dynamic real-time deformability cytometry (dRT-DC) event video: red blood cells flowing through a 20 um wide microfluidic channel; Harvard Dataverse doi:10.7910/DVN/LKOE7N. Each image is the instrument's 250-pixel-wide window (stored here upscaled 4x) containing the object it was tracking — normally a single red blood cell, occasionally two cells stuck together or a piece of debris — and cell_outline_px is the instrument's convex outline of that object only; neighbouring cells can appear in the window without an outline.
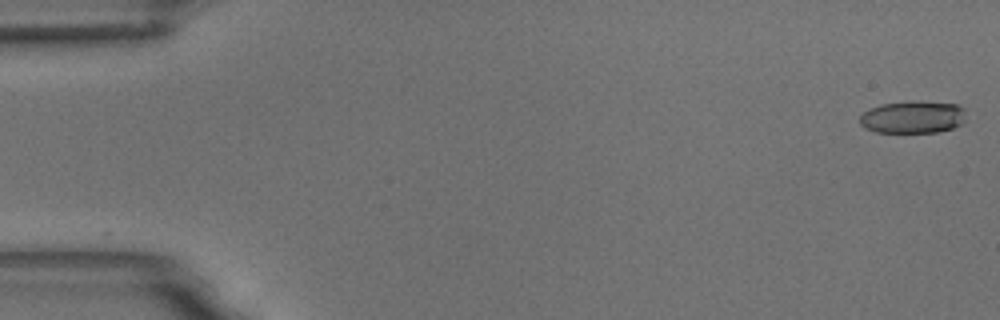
{"species": "common noctule bat (a hibernating species)", "species_latin": "Nyctalus noctula", "temperature_condition": "room temperature", "stored_images_in_passage": 59, "camera_frame_rate_fps": 3000, "um_per_image_px": 0.085, "animal": {"sex": "male", "body_mass_g": 18.8}, "frame": {"image": 1, "passage_image": 1, "time_ms": 0.0, "image_size_px": [1000, 320], "cell_outline_px": [[968, 120], [952, 128], [936, 132], [876, 132], [864, 128], [860, 124], [860, 116], [864, 112], [880, 104], [956, 104], [964, 108]], "centroid_in_image_um": [77.61, 10.01], "position_along_channel_um": 7.4, "area_um2": 19.19}}
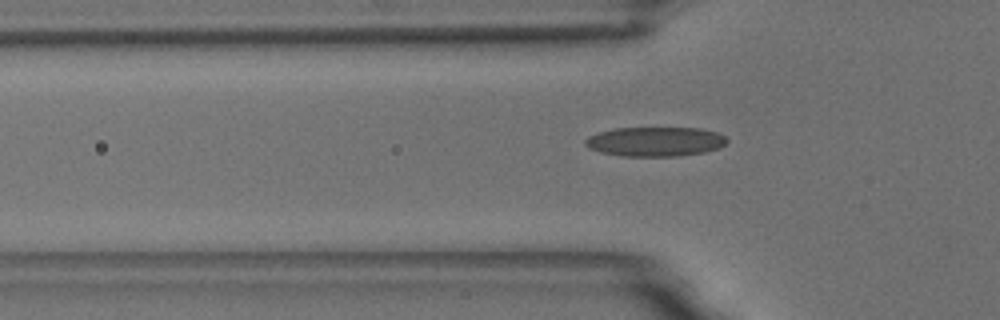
{"frame": {"image": 2, "passage_image": 19, "time_ms": 6.0, "image_size_px": [1000, 320], "cell_outline_px": [[728, 140], [720, 148], [704, 152], [676, 156], [620, 156], [600, 152], [588, 148], [584, 144], [584, 140], [588, 136], [600, 132], [616, 128], [700, 128], [716, 132], [724, 136]], "centroid_in_image_um": [55.67, 12.04], "position_along_channel_um": 70.1, "area_um2": 24.33}}
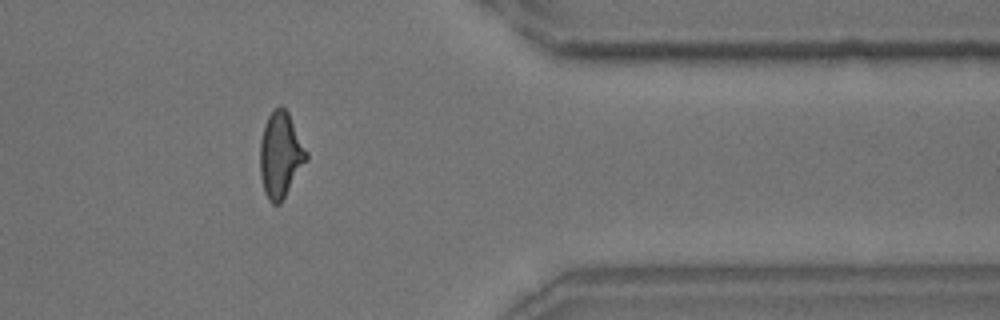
{"frame": {"image": 3, "passage_image": 48, "time_ms": 15.667, "image_size_px": [1000, 320], "cell_outline_px": [[308, 160], [280, 204], [272, 204], [268, 200], [264, 192], [260, 176], [260, 140], [264, 124], [268, 116], [280, 104], [288, 112], [308, 152]], "centroid_in_image_um": [23.84, 13.18], "position_along_channel_um": 387.6, "area_um2": 23.29}, "authors_computed_cell_mechanics": {"area_um2": 22.542, "velocity_mm_per_s": 3.4491, "shape_relaxation_time_tau1_ms": 7.1002, "shape_relaxation_time_tau2_ms": 1.4537, "deformation_change_tau1": 0.1925, "deformation_change_tau2": 0.0901}}